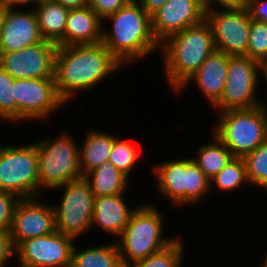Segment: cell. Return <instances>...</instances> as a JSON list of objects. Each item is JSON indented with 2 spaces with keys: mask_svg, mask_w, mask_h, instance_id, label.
I'll return each mask as SVG.
<instances>
[{
  "mask_svg": "<svg viewBox=\"0 0 267 267\" xmlns=\"http://www.w3.org/2000/svg\"><path fill=\"white\" fill-rule=\"evenodd\" d=\"M121 66L102 42L58 46L54 77L57 92L68 103L76 93L92 88Z\"/></svg>",
  "mask_w": 267,
  "mask_h": 267,
  "instance_id": "cell-1",
  "label": "cell"
},
{
  "mask_svg": "<svg viewBox=\"0 0 267 267\" xmlns=\"http://www.w3.org/2000/svg\"><path fill=\"white\" fill-rule=\"evenodd\" d=\"M104 20L113 27L111 32L103 27L102 44L122 66L161 49L152 32L151 16L138 1L130 0Z\"/></svg>",
  "mask_w": 267,
  "mask_h": 267,
  "instance_id": "cell-2",
  "label": "cell"
},
{
  "mask_svg": "<svg viewBox=\"0 0 267 267\" xmlns=\"http://www.w3.org/2000/svg\"><path fill=\"white\" fill-rule=\"evenodd\" d=\"M166 79L176 91L216 51L210 24L203 22L170 36L162 44Z\"/></svg>",
  "mask_w": 267,
  "mask_h": 267,
  "instance_id": "cell-3",
  "label": "cell"
},
{
  "mask_svg": "<svg viewBox=\"0 0 267 267\" xmlns=\"http://www.w3.org/2000/svg\"><path fill=\"white\" fill-rule=\"evenodd\" d=\"M149 204L137 207L118 237L124 267L166 248L176 239L163 236L164 218L155 206Z\"/></svg>",
  "mask_w": 267,
  "mask_h": 267,
  "instance_id": "cell-4",
  "label": "cell"
},
{
  "mask_svg": "<svg viewBox=\"0 0 267 267\" xmlns=\"http://www.w3.org/2000/svg\"><path fill=\"white\" fill-rule=\"evenodd\" d=\"M214 134L234 157H244L267 140L265 104L219 112Z\"/></svg>",
  "mask_w": 267,
  "mask_h": 267,
  "instance_id": "cell-5",
  "label": "cell"
},
{
  "mask_svg": "<svg viewBox=\"0 0 267 267\" xmlns=\"http://www.w3.org/2000/svg\"><path fill=\"white\" fill-rule=\"evenodd\" d=\"M68 133L36 142L38 152L39 191L53 189L83 178L80 172L79 147Z\"/></svg>",
  "mask_w": 267,
  "mask_h": 267,
  "instance_id": "cell-6",
  "label": "cell"
},
{
  "mask_svg": "<svg viewBox=\"0 0 267 267\" xmlns=\"http://www.w3.org/2000/svg\"><path fill=\"white\" fill-rule=\"evenodd\" d=\"M153 168L159 193L178 207L199 202L211 187L210 179L192 158L166 160Z\"/></svg>",
  "mask_w": 267,
  "mask_h": 267,
  "instance_id": "cell-7",
  "label": "cell"
},
{
  "mask_svg": "<svg viewBox=\"0 0 267 267\" xmlns=\"http://www.w3.org/2000/svg\"><path fill=\"white\" fill-rule=\"evenodd\" d=\"M38 177L36 142L20 147L0 145V191L20 199L38 197Z\"/></svg>",
  "mask_w": 267,
  "mask_h": 267,
  "instance_id": "cell-8",
  "label": "cell"
},
{
  "mask_svg": "<svg viewBox=\"0 0 267 267\" xmlns=\"http://www.w3.org/2000/svg\"><path fill=\"white\" fill-rule=\"evenodd\" d=\"M62 188L64 192L61 203L59 207L53 206L56 230L77 239L91 228L95 196L84 178L68 182L55 189Z\"/></svg>",
  "mask_w": 267,
  "mask_h": 267,
  "instance_id": "cell-9",
  "label": "cell"
},
{
  "mask_svg": "<svg viewBox=\"0 0 267 267\" xmlns=\"http://www.w3.org/2000/svg\"><path fill=\"white\" fill-rule=\"evenodd\" d=\"M258 60L245 55L230 56L227 79L220 101L214 106L219 112L234 109H247L260 106L256 98L259 81Z\"/></svg>",
  "mask_w": 267,
  "mask_h": 267,
  "instance_id": "cell-10",
  "label": "cell"
},
{
  "mask_svg": "<svg viewBox=\"0 0 267 267\" xmlns=\"http://www.w3.org/2000/svg\"><path fill=\"white\" fill-rule=\"evenodd\" d=\"M58 45L43 40L18 51L0 53V67L14 79H55Z\"/></svg>",
  "mask_w": 267,
  "mask_h": 267,
  "instance_id": "cell-11",
  "label": "cell"
},
{
  "mask_svg": "<svg viewBox=\"0 0 267 267\" xmlns=\"http://www.w3.org/2000/svg\"><path fill=\"white\" fill-rule=\"evenodd\" d=\"M217 51L230 56L245 55L249 42L251 18L247 8L215 9L206 13Z\"/></svg>",
  "mask_w": 267,
  "mask_h": 267,
  "instance_id": "cell-12",
  "label": "cell"
},
{
  "mask_svg": "<svg viewBox=\"0 0 267 267\" xmlns=\"http://www.w3.org/2000/svg\"><path fill=\"white\" fill-rule=\"evenodd\" d=\"M76 239L55 231L22 241L15 249L19 267H71Z\"/></svg>",
  "mask_w": 267,
  "mask_h": 267,
  "instance_id": "cell-13",
  "label": "cell"
},
{
  "mask_svg": "<svg viewBox=\"0 0 267 267\" xmlns=\"http://www.w3.org/2000/svg\"><path fill=\"white\" fill-rule=\"evenodd\" d=\"M13 87L18 122L49 118L66 103L57 92L55 79H15Z\"/></svg>",
  "mask_w": 267,
  "mask_h": 267,
  "instance_id": "cell-14",
  "label": "cell"
},
{
  "mask_svg": "<svg viewBox=\"0 0 267 267\" xmlns=\"http://www.w3.org/2000/svg\"><path fill=\"white\" fill-rule=\"evenodd\" d=\"M39 201L40 199L35 197L20 199L17 202L10 230L14 249L22 241L57 231L53 206Z\"/></svg>",
  "mask_w": 267,
  "mask_h": 267,
  "instance_id": "cell-15",
  "label": "cell"
},
{
  "mask_svg": "<svg viewBox=\"0 0 267 267\" xmlns=\"http://www.w3.org/2000/svg\"><path fill=\"white\" fill-rule=\"evenodd\" d=\"M205 18L200 0H168L151 16L152 32L162 44L170 36L203 22Z\"/></svg>",
  "mask_w": 267,
  "mask_h": 267,
  "instance_id": "cell-16",
  "label": "cell"
},
{
  "mask_svg": "<svg viewBox=\"0 0 267 267\" xmlns=\"http://www.w3.org/2000/svg\"><path fill=\"white\" fill-rule=\"evenodd\" d=\"M43 40L33 9L21 11L7 8L0 31V53L25 49Z\"/></svg>",
  "mask_w": 267,
  "mask_h": 267,
  "instance_id": "cell-17",
  "label": "cell"
},
{
  "mask_svg": "<svg viewBox=\"0 0 267 267\" xmlns=\"http://www.w3.org/2000/svg\"><path fill=\"white\" fill-rule=\"evenodd\" d=\"M229 63V55L215 51L200 66V68L176 91L181 93L191 82L198 85L199 90L214 107L222 96Z\"/></svg>",
  "mask_w": 267,
  "mask_h": 267,
  "instance_id": "cell-18",
  "label": "cell"
},
{
  "mask_svg": "<svg viewBox=\"0 0 267 267\" xmlns=\"http://www.w3.org/2000/svg\"><path fill=\"white\" fill-rule=\"evenodd\" d=\"M123 196L118 194L95 197L90 227L98 226L105 233L119 237L129 223L132 213L137 209L128 208Z\"/></svg>",
  "mask_w": 267,
  "mask_h": 267,
  "instance_id": "cell-19",
  "label": "cell"
},
{
  "mask_svg": "<svg viewBox=\"0 0 267 267\" xmlns=\"http://www.w3.org/2000/svg\"><path fill=\"white\" fill-rule=\"evenodd\" d=\"M102 19L89 7L69 9L65 26V46L102 42Z\"/></svg>",
  "mask_w": 267,
  "mask_h": 267,
  "instance_id": "cell-20",
  "label": "cell"
},
{
  "mask_svg": "<svg viewBox=\"0 0 267 267\" xmlns=\"http://www.w3.org/2000/svg\"><path fill=\"white\" fill-rule=\"evenodd\" d=\"M40 33L44 40L65 46V26L69 9L55 1L36 5Z\"/></svg>",
  "mask_w": 267,
  "mask_h": 267,
  "instance_id": "cell-21",
  "label": "cell"
},
{
  "mask_svg": "<svg viewBox=\"0 0 267 267\" xmlns=\"http://www.w3.org/2000/svg\"><path fill=\"white\" fill-rule=\"evenodd\" d=\"M111 133L91 130L84 139L83 148L79 149L80 172L82 177L107 162L117 139Z\"/></svg>",
  "mask_w": 267,
  "mask_h": 267,
  "instance_id": "cell-22",
  "label": "cell"
},
{
  "mask_svg": "<svg viewBox=\"0 0 267 267\" xmlns=\"http://www.w3.org/2000/svg\"><path fill=\"white\" fill-rule=\"evenodd\" d=\"M83 178L88 182L95 197L124 194L129 183V177L110 161L104 162Z\"/></svg>",
  "mask_w": 267,
  "mask_h": 267,
  "instance_id": "cell-23",
  "label": "cell"
},
{
  "mask_svg": "<svg viewBox=\"0 0 267 267\" xmlns=\"http://www.w3.org/2000/svg\"><path fill=\"white\" fill-rule=\"evenodd\" d=\"M117 240L108 245H101L76 251L73 249L71 267H124Z\"/></svg>",
  "mask_w": 267,
  "mask_h": 267,
  "instance_id": "cell-24",
  "label": "cell"
},
{
  "mask_svg": "<svg viewBox=\"0 0 267 267\" xmlns=\"http://www.w3.org/2000/svg\"><path fill=\"white\" fill-rule=\"evenodd\" d=\"M207 145L199 148L198 156L192 158L198 167L209 178H213L234 157L230 150L213 134Z\"/></svg>",
  "mask_w": 267,
  "mask_h": 267,
  "instance_id": "cell-25",
  "label": "cell"
},
{
  "mask_svg": "<svg viewBox=\"0 0 267 267\" xmlns=\"http://www.w3.org/2000/svg\"><path fill=\"white\" fill-rule=\"evenodd\" d=\"M243 182L250 184L243 157H233L226 166L210 179V184L214 183L217 188L225 192L237 190Z\"/></svg>",
  "mask_w": 267,
  "mask_h": 267,
  "instance_id": "cell-26",
  "label": "cell"
},
{
  "mask_svg": "<svg viewBox=\"0 0 267 267\" xmlns=\"http://www.w3.org/2000/svg\"><path fill=\"white\" fill-rule=\"evenodd\" d=\"M181 239H176L166 248L147 256L128 267H181L184 245Z\"/></svg>",
  "mask_w": 267,
  "mask_h": 267,
  "instance_id": "cell-27",
  "label": "cell"
},
{
  "mask_svg": "<svg viewBox=\"0 0 267 267\" xmlns=\"http://www.w3.org/2000/svg\"><path fill=\"white\" fill-rule=\"evenodd\" d=\"M243 159L249 183L267 189V140Z\"/></svg>",
  "mask_w": 267,
  "mask_h": 267,
  "instance_id": "cell-28",
  "label": "cell"
},
{
  "mask_svg": "<svg viewBox=\"0 0 267 267\" xmlns=\"http://www.w3.org/2000/svg\"><path fill=\"white\" fill-rule=\"evenodd\" d=\"M14 78L0 67V118L18 121V108L14 99Z\"/></svg>",
  "mask_w": 267,
  "mask_h": 267,
  "instance_id": "cell-29",
  "label": "cell"
},
{
  "mask_svg": "<svg viewBox=\"0 0 267 267\" xmlns=\"http://www.w3.org/2000/svg\"><path fill=\"white\" fill-rule=\"evenodd\" d=\"M138 154L134 146L117 138L113 143L109 160L118 170L129 177L134 164L137 162Z\"/></svg>",
  "mask_w": 267,
  "mask_h": 267,
  "instance_id": "cell-30",
  "label": "cell"
},
{
  "mask_svg": "<svg viewBox=\"0 0 267 267\" xmlns=\"http://www.w3.org/2000/svg\"><path fill=\"white\" fill-rule=\"evenodd\" d=\"M267 55V24L251 19L246 56L260 60Z\"/></svg>",
  "mask_w": 267,
  "mask_h": 267,
  "instance_id": "cell-31",
  "label": "cell"
},
{
  "mask_svg": "<svg viewBox=\"0 0 267 267\" xmlns=\"http://www.w3.org/2000/svg\"><path fill=\"white\" fill-rule=\"evenodd\" d=\"M20 200L16 195L0 191V230L10 232L14 209Z\"/></svg>",
  "mask_w": 267,
  "mask_h": 267,
  "instance_id": "cell-32",
  "label": "cell"
},
{
  "mask_svg": "<svg viewBox=\"0 0 267 267\" xmlns=\"http://www.w3.org/2000/svg\"><path fill=\"white\" fill-rule=\"evenodd\" d=\"M130 0H89V7L105 22L104 19L124 7Z\"/></svg>",
  "mask_w": 267,
  "mask_h": 267,
  "instance_id": "cell-33",
  "label": "cell"
},
{
  "mask_svg": "<svg viewBox=\"0 0 267 267\" xmlns=\"http://www.w3.org/2000/svg\"><path fill=\"white\" fill-rule=\"evenodd\" d=\"M251 19L267 24V0H245Z\"/></svg>",
  "mask_w": 267,
  "mask_h": 267,
  "instance_id": "cell-34",
  "label": "cell"
},
{
  "mask_svg": "<svg viewBox=\"0 0 267 267\" xmlns=\"http://www.w3.org/2000/svg\"><path fill=\"white\" fill-rule=\"evenodd\" d=\"M15 254L10 232L0 230V267H4Z\"/></svg>",
  "mask_w": 267,
  "mask_h": 267,
  "instance_id": "cell-35",
  "label": "cell"
},
{
  "mask_svg": "<svg viewBox=\"0 0 267 267\" xmlns=\"http://www.w3.org/2000/svg\"><path fill=\"white\" fill-rule=\"evenodd\" d=\"M202 8L206 13L213 11L215 3L224 9H236L245 6V0H200Z\"/></svg>",
  "mask_w": 267,
  "mask_h": 267,
  "instance_id": "cell-36",
  "label": "cell"
},
{
  "mask_svg": "<svg viewBox=\"0 0 267 267\" xmlns=\"http://www.w3.org/2000/svg\"><path fill=\"white\" fill-rule=\"evenodd\" d=\"M142 8L152 16L156 13L168 0H136Z\"/></svg>",
  "mask_w": 267,
  "mask_h": 267,
  "instance_id": "cell-37",
  "label": "cell"
},
{
  "mask_svg": "<svg viewBox=\"0 0 267 267\" xmlns=\"http://www.w3.org/2000/svg\"><path fill=\"white\" fill-rule=\"evenodd\" d=\"M67 9L84 8L89 6V0H53Z\"/></svg>",
  "mask_w": 267,
  "mask_h": 267,
  "instance_id": "cell-38",
  "label": "cell"
},
{
  "mask_svg": "<svg viewBox=\"0 0 267 267\" xmlns=\"http://www.w3.org/2000/svg\"><path fill=\"white\" fill-rule=\"evenodd\" d=\"M6 7L8 8H14V6L23 5L30 3L32 4V0H0Z\"/></svg>",
  "mask_w": 267,
  "mask_h": 267,
  "instance_id": "cell-39",
  "label": "cell"
},
{
  "mask_svg": "<svg viewBox=\"0 0 267 267\" xmlns=\"http://www.w3.org/2000/svg\"><path fill=\"white\" fill-rule=\"evenodd\" d=\"M259 74L263 73L265 77V84H267V55L262 57L259 61ZM262 71V72H261Z\"/></svg>",
  "mask_w": 267,
  "mask_h": 267,
  "instance_id": "cell-40",
  "label": "cell"
},
{
  "mask_svg": "<svg viewBox=\"0 0 267 267\" xmlns=\"http://www.w3.org/2000/svg\"><path fill=\"white\" fill-rule=\"evenodd\" d=\"M7 8L2 2H0V31L2 29V22H3V18H4V15L7 11Z\"/></svg>",
  "mask_w": 267,
  "mask_h": 267,
  "instance_id": "cell-41",
  "label": "cell"
},
{
  "mask_svg": "<svg viewBox=\"0 0 267 267\" xmlns=\"http://www.w3.org/2000/svg\"><path fill=\"white\" fill-rule=\"evenodd\" d=\"M36 3V5L40 4V3H44V2H49V1H53V0H32V3Z\"/></svg>",
  "mask_w": 267,
  "mask_h": 267,
  "instance_id": "cell-42",
  "label": "cell"
},
{
  "mask_svg": "<svg viewBox=\"0 0 267 267\" xmlns=\"http://www.w3.org/2000/svg\"><path fill=\"white\" fill-rule=\"evenodd\" d=\"M264 263L262 264V267H267V252L265 254Z\"/></svg>",
  "mask_w": 267,
  "mask_h": 267,
  "instance_id": "cell-43",
  "label": "cell"
}]
</instances>
